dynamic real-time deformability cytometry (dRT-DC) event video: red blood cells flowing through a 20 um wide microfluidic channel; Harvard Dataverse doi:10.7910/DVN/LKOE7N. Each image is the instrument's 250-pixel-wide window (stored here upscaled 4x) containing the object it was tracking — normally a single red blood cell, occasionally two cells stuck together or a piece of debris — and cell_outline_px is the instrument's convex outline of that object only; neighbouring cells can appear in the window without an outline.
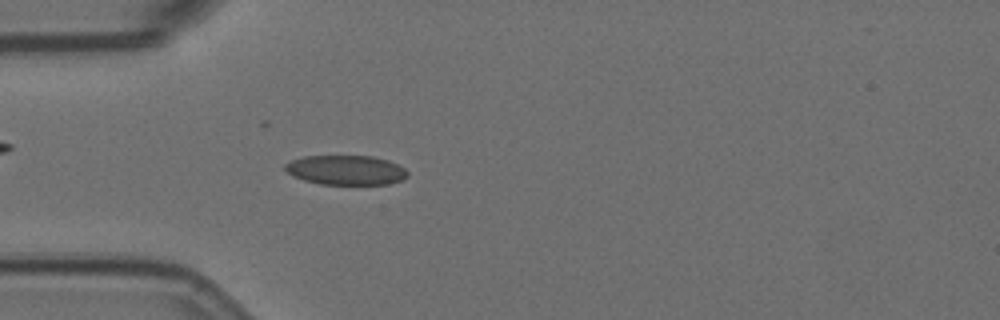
{"species": "Egyptian fruit bat (a non-hibernating species)", "species_latin": "Rousettus aegyptiacus", "temperature_condition": "room temperature", "stored_images_in_passage": 55, "camera_frame_rate_fps": 3000, "um_per_image_px": 0.085, "animal": {"sex": "female"}, "frame": {"image": 1, "passage_image": 15, "time_ms": 4.667, "image_size_px": [1000, 320], "cell_outline_px": [[408, 176], [400, 180], [388, 184], [320, 184], [304, 180], [292, 176], [284, 168], [284, 164], [292, 160], [304, 156], [372, 156], [388, 160], [404, 168], [408, 172]], "centroid_in_image_um": [29.39, 14.45], "position_along_channel_um": 55.6, "area_um2": 21.04}}
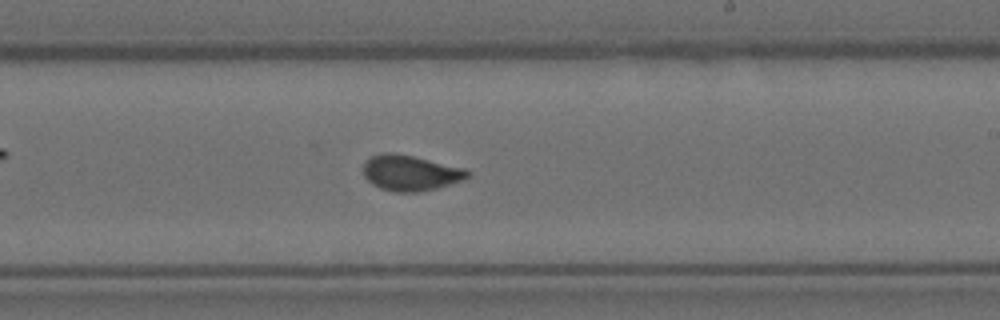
{"frame": {"image": 2, "passage_image": 32, "time_ms": 10.333, "image_size_px": [1000, 320], "cell_outline_px": [[472, 176], [464, 180], [436, 188], [420, 192], [396, 192], [380, 188], [372, 184], [364, 176], [364, 160], [372, 156], [384, 152], [392, 152], [412, 156], [464, 168], [472, 172]], "centroid_in_image_um": [34.9, 14.7], "position_along_channel_um": 254.1, "area_um2": 21.68}}
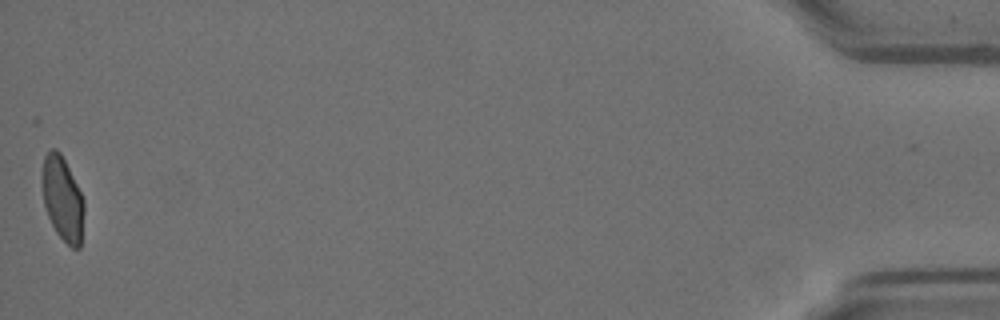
{"frame": {"image": 3, "passage_image": 55, "time_ms": 18.0, "image_size_px": [1000, 320], "cell_outline_px": [[84, 212], [80, 248], [72, 248], [56, 232], [48, 216], [44, 204], [44, 156], [52, 148], [56, 148], [60, 152], [84, 200]], "centroid_in_image_um": [5.35, 16.94], "position_along_channel_um": 429.9, "area_um2": 19.83}, "authors_computed_cell_mechanics": {"area_um2": 21.386, "velocity_mm_per_s": 3.582, "shape_relaxation_time_tau1_ms": 8.4499, "shape_relaxation_time_tau2_ms": 0.683, "deformation_change_tau1": 0.1936, "deformation_change_tau2": 0.0609}}